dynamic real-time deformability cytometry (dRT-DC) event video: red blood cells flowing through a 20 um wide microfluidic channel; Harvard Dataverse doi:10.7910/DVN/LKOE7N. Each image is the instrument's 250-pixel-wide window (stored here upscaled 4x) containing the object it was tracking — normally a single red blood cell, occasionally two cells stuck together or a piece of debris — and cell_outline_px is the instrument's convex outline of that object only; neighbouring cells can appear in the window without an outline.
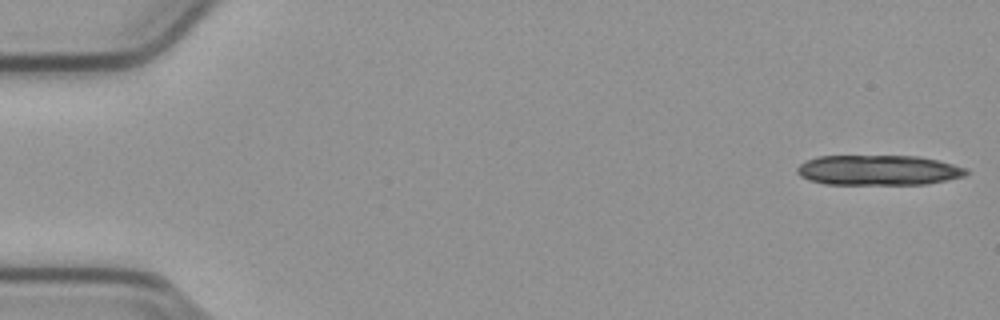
{"species": "common noctule bat (a hibernating species)", "species_latin": "Nyctalus noctula", "temperature_condition": "cold", "stored_images_in_passage": 14, "camera_frame_rate_fps": 3000, "um_per_image_px": 0.085, "animal": {"sex": "male", "body_mass_g": 23.1, "forearm_length_mm": 52.7}, "frame": {"image": 1, "passage_image": 1, "time_ms": 0.0, "image_size_px": [1000, 320], "cell_outline_px": [[972, 172], [964, 176], [924, 184], [824, 184], [808, 180], [800, 176], [796, 172], [796, 168], [800, 164], [808, 160], [820, 156], [916, 156], [936, 160], [968, 168]], "centroid_in_image_um": [74.65, 14.47], "position_along_channel_um": 10.3, "area_um2": 29.65}}